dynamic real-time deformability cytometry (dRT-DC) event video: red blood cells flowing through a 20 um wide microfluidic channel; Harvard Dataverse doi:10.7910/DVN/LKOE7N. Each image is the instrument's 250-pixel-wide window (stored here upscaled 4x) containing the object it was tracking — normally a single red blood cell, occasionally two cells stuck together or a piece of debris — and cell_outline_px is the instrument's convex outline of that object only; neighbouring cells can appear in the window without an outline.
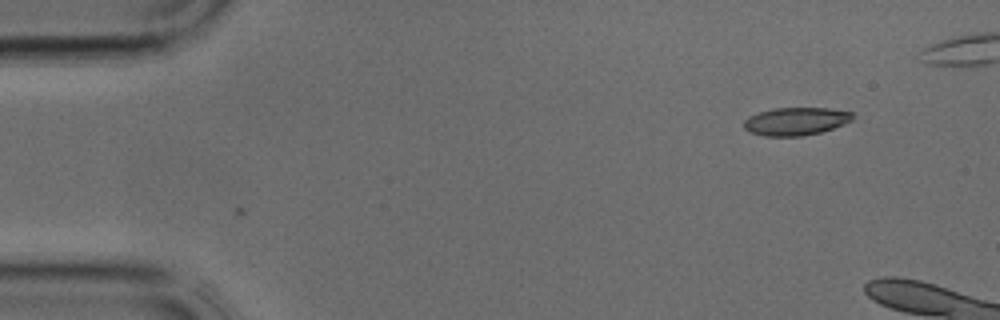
{"species": "common noctule bat (a hibernating species)", "species_latin": "Nyctalus noctula", "temperature_condition": "cold", "stored_images_in_passage": 2, "camera_frame_rate_fps": 3000, "um_per_image_px": 0.085, "animal": {"sex": "male", "body_mass_g": 17.9, "forearm_length_mm": 54.2}, "frame": {"image": 1, "passage_image": 1, "time_ms": 0.0, "image_size_px": [1000, 320], "cell_outline_px": [[852, 120], [844, 124], [820, 132], [804, 136], [764, 136], [752, 132], [744, 128], [744, 120], [748, 116], [772, 108], [828, 108], [852, 112]], "centroid_in_image_um": [67.63, 10.31], "position_along_channel_um": 17.4, "area_um2": 17.57}}